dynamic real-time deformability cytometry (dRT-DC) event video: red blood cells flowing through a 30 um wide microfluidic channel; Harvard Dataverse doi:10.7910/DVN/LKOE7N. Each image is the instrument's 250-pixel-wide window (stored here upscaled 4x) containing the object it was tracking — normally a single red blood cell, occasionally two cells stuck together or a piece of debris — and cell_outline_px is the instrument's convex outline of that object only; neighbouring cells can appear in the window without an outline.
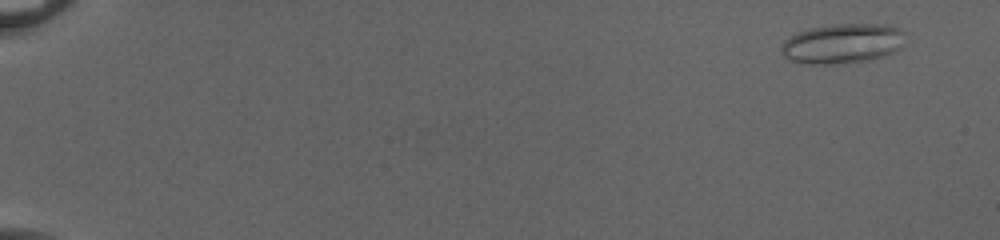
{"species": "common noctule bat (a hibernating species)", "species_latin": "Nyctalus noctula", "temperature_condition": "cold", "stored_images_in_passage": 54, "camera_frame_rate_fps": 3000, "um_per_image_px": 0.085, "animal": {"sex": "female", "body_mass_g": 20.0, "forearm_length_mm": 54.0}, "frame": {"image": 1, "passage_image": 4, "time_ms": 1.0, "image_size_px": [1000, 240], "cell_outline_px": [[904, 48], [896, 52], [872, 60], [840, 64], [804, 64], [788, 60], [784, 56], [780, 48], [784, 40], [788, 36], [796, 32], [808, 28], [836, 24], [888, 24], [900, 28], [904, 32]], "centroid_in_image_um": [71.64, 3.71], "position_along_channel_um": 13.4, "area_um2": 29.59}}
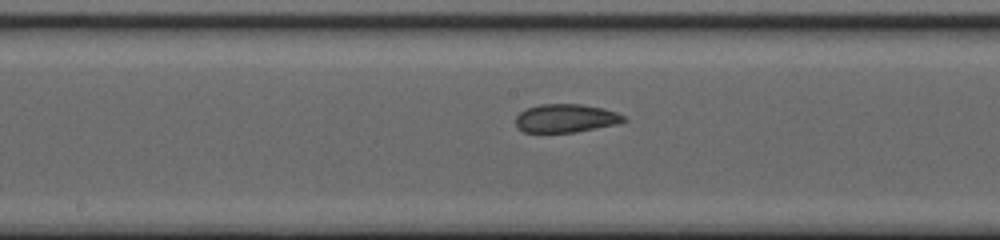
{"frame": {"image": 2, "passage_image": 31, "time_ms": 10.0, "image_size_px": [1000, 240], "cell_outline_px": [[628, 120], [616, 124], [576, 132], [524, 132], [516, 124], [516, 116], [520, 112], [528, 108], [540, 104], [580, 104], [604, 108], [616, 112], [624, 116]], "centroid_in_image_um": [48.11, 10.04], "position_along_channel_um": 200.1, "area_um2": 17.74}}
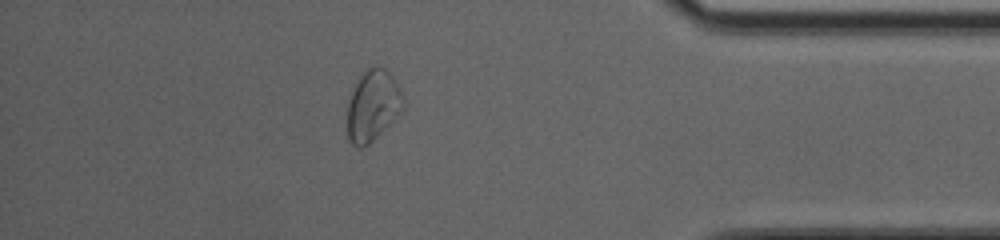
{"frame": {"image": 3, "passage_image": 48, "time_ms": 15.667, "image_size_px": [1000, 240], "cell_outline_px": [[404, 108], [364, 148], [356, 148], [348, 140], [348, 100], [360, 76], [368, 68], [384, 68], [392, 76], [404, 96]], "centroid_in_image_um": [31.68, 9.0], "position_along_channel_um": 403.5, "area_um2": 22.6}, "authors_computed_cell_mechanics": {"area_um2": 21.5594, "velocity_mm_per_s": 4.0506, "shape_relaxation_time_tau1_ms": 4.3045, "shape_relaxation_time_tau2_ms": 1.545, "deformation_change_tau1": 0.1364, "deformation_change_tau2": 0.0794}}